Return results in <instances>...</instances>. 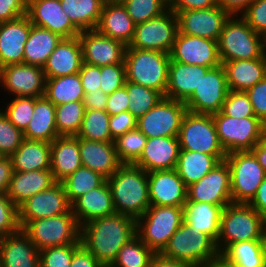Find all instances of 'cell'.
<instances>
[{
    "label": "cell",
    "instance_id": "47",
    "mask_svg": "<svg viewBox=\"0 0 266 267\" xmlns=\"http://www.w3.org/2000/svg\"><path fill=\"white\" fill-rule=\"evenodd\" d=\"M147 137L138 129L120 135L114 140L115 150L121 164H134L146 144Z\"/></svg>",
    "mask_w": 266,
    "mask_h": 267
},
{
    "label": "cell",
    "instance_id": "26",
    "mask_svg": "<svg viewBox=\"0 0 266 267\" xmlns=\"http://www.w3.org/2000/svg\"><path fill=\"white\" fill-rule=\"evenodd\" d=\"M83 64L79 37L63 38L43 66L45 78L79 73Z\"/></svg>",
    "mask_w": 266,
    "mask_h": 267
},
{
    "label": "cell",
    "instance_id": "63",
    "mask_svg": "<svg viewBox=\"0 0 266 267\" xmlns=\"http://www.w3.org/2000/svg\"><path fill=\"white\" fill-rule=\"evenodd\" d=\"M108 95L101 90L85 93L83 97V104L86 110H100L104 111L107 105Z\"/></svg>",
    "mask_w": 266,
    "mask_h": 267
},
{
    "label": "cell",
    "instance_id": "41",
    "mask_svg": "<svg viewBox=\"0 0 266 267\" xmlns=\"http://www.w3.org/2000/svg\"><path fill=\"white\" fill-rule=\"evenodd\" d=\"M221 255L239 267H266L261 240L230 244Z\"/></svg>",
    "mask_w": 266,
    "mask_h": 267
},
{
    "label": "cell",
    "instance_id": "11",
    "mask_svg": "<svg viewBox=\"0 0 266 267\" xmlns=\"http://www.w3.org/2000/svg\"><path fill=\"white\" fill-rule=\"evenodd\" d=\"M180 150L195 151L211 155H227L222 148L213 116L187 111L178 134Z\"/></svg>",
    "mask_w": 266,
    "mask_h": 267
},
{
    "label": "cell",
    "instance_id": "56",
    "mask_svg": "<svg viewBox=\"0 0 266 267\" xmlns=\"http://www.w3.org/2000/svg\"><path fill=\"white\" fill-rule=\"evenodd\" d=\"M246 93L252 103L255 116L266 125V76Z\"/></svg>",
    "mask_w": 266,
    "mask_h": 267
},
{
    "label": "cell",
    "instance_id": "20",
    "mask_svg": "<svg viewBox=\"0 0 266 267\" xmlns=\"http://www.w3.org/2000/svg\"><path fill=\"white\" fill-rule=\"evenodd\" d=\"M78 37L83 62L99 67L124 63L127 46L123 42L101 35L97 30L81 31Z\"/></svg>",
    "mask_w": 266,
    "mask_h": 267
},
{
    "label": "cell",
    "instance_id": "24",
    "mask_svg": "<svg viewBox=\"0 0 266 267\" xmlns=\"http://www.w3.org/2000/svg\"><path fill=\"white\" fill-rule=\"evenodd\" d=\"M180 153L178 136L147 138L140 158L134 163L147 173L176 168Z\"/></svg>",
    "mask_w": 266,
    "mask_h": 267
},
{
    "label": "cell",
    "instance_id": "12",
    "mask_svg": "<svg viewBox=\"0 0 266 267\" xmlns=\"http://www.w3.org/2000/svg\"><path fill=\"white\" fill-rule=\"evenodd\" d=\"M178 31L177 15L168 9L158 17L136 24L133 39L126 48L157 50L170 54Z\"/></svg>",
    "mask_w": 266,
    "mask_h": 267
},
{
    "label": "cell",
    "instance_id": "27",
    "mask_svg": "<svg viewBox=\"0 0 266 267\" xmlns=\"http://www.w3.org/2000/svg\"><path fill=\"white\" fill-rule=\"evenodd\" d=\"M209 67L170 61L165 97L186 102L198 88L201 77Z\"/></svg>",
    "mask_w": 266,
    "mask_h": 267
},
{
    "label": "cell",
    "instance_id": "58",
    "mask_svg": "<svg viewBox=\"0 0 266 267\" xmlns=\"http://www.w3.org/2000/svg\"><path fill=\"white\" fill-rule=\"evenodd\" d=\"M79 76L84 94L100 90L101 66L99 67L83 62L79 71Z\"/></svg>",
    "mask_w": 266,
    "mask_h": 267
},
{
    "label": "cell",
    "instance_id": "67",
    "mask_svg": "<svg viewBox=\"0 0 266 267\" xmlns=\"http://www.w3.org/2000/svg\"><path fill=\"white\" fill-rule=\"evenodd\" d=\"M150 267H194L185 262L165 257L161 253H155L151 259Z\"/></svg>",
    "mask_w": 266,
    "mask_h": 267
},
{
    "label": "cell",
    "instance_id": "33",
    "mask_svg": "<svg viewBox=\"0 0 266 267\" xmlns=\"http://www.w3.org/2000/svg\"><path fill=\"white\" fill-rule=\"evenodd\" d=\"M81 166L79 139L76 136H58L51 142L50 170L57 182L63 181Z\"/></svg>",
    "mask_w": 266,
    "mask_h": 267
},
{
    "label": "cell",
    "instance_id": "62",
    "mask_svg": "<svg viewBox=\"0 0 266 267\" xmlns=\"http://www.w3.org/2000/svg\"><path fill=\"white\" fill-rule=\"evenodd\" d=\"M70 267H104L96 257L81 245L73 254Z\"/></svg>",
    "mask_w": 266,
    "mask_h": 267
},
{
    "label": "cell",
    "instance_id": "3",
    "mask_svg": "<svg viewBox=\"0 0 266 267\" xmlns=\"http://www.w3.org/2000/svg\"><path fill=\"white\" fill-rule=\"evenodd\" d=\"M170 61V54L161 51L126 48V80L159 91L165 97Z\"/></svg>",
    "mask_w": 266,
    "mask_h": 267
},
{
    "label": "cell",
    "instance_id": "4",
    "mask_svg": "<svg viewBox=\"0 0 266 267\" xmlns=\"http://www.w3.org/2000/svg\"><path fill=\"white\" fill-rule=\"evenodd\" d=\"M265 230L266 220L252 206L231 203L222 211L217 249L221 254L230 244L261 240Z\"/></svg>",
    "mask_w": 266,
    "mask_h": 267
},
{
    "label": "cell",
    "instance_id": "72",
    "mask_svg": "<svg viewBox=\"0 0 266 267\" xmlns=\"http://www.w3.org/2000/svg\"><path fill=\"white\" fill-rule=\"evenodd\" d=\"M162 1H164L169 7L173 3L174 0H162Z\"/></svg>",
    "mask_w": 266,
    "mask_h": 267
},
{
    "label": "cell",
    "instance_id": "18",
    "mask_svg": "<svg viewBox=\"0 0 266 267\" xmlns=\"http://www.w3.org/2000/svg\"><path fill=\"white\" fill-rule=\"evenodd\" d=\"M170 60L209 67L210 69L222 64L217 41L190 36L179 31L170 53Z\"/></svg>",
    "mask_w": 266,
    "mask_h": 267
},
{
    "label": "cell",
    "instance_id": "6",
    "mask_svg": "<svg viewBox=\"0 0 266 267\" xmlns=\"http://www.w3.org/2000/svg\"><path fill=\"white\" fill-rule=\"evenodd\" d=\"M183 207L150 205L136 220V235L154 253H161L184 221Z\"/></svg>",
    "mask_w": 266,
    "mask_h": 267
},
{
    "label": "cell",
    "instance_id": "28",
    "mask_svg": "<svg viewBox=\"0 0 266 267\" xmlns=\"http://www.w3.org/2000/svg\"><path fill=\"white\" fill-rule=\"evenodd\" d=\"M135 25L120 0L105 1L96 30L101 35L119 40L128 46L133 39Z\"/></svg>",
    "mask_w": 266,
    "mask_h": 267
},
{
    "label": "cell",
    "instance_id": "60",
    "mask_svg": "<svg viewBox=\"0 0 266 267\" xmlns=\"http://www.w3.org/2000/svg\"><path fill=\"white\" fill-rule=\"evenodd\" d=\"M128 93L125 86L115 90L108 95L105 111L110 115H116L124 111H128Z\"/></svg>",
    "mask_w": 266,
    "mask_h": 267
},
{
    "label": "cell",
    "instance_id": "1",
    "mask_svg": "<svg viewBox=\"0 0 266 267\" xmlns=\"http://www.w3.org/2000/svg\"><path fill=\"white\" fill-rule=\"evenodd\" d=\"M136 235V220L115 213L81 225V244L104 266L109 267L119 250Z\"/></svg>",
    "mask_w": 266,
    "mask_h": 267
},
{
    "label": "cell",
    "instance_id": "9",
    "mask_svg": "<svg viewBox=\"0 0 266 267\" xmlns=\"http://www.w3.org/2000/svg\"><path fill=\"white\" fill-rule=\"evenodd\" d=\"M212 116L226 154L251 151L266 133V125L258 117L235 118L224 115L221 111Z\"/></svg>",
    "mask_w": 266,
    "mask_h": 267
},
{
    "label": "cell",
    "instance_id": "30",
    "mask_svg": "<svg viewBox=\"0 0 266 267\" xmlns=\"http://www.w3.org/2000/svg\"><path fill=\"white\" fill-rule=\"evenodd\" d=\"M71 211L79 225L95 218L115 214L111 190L107 180L98 188L90 190L71 204Z\"/></svg>",
    "mask_w": 266,
    "mask_h": 267
},
{
    "label": "cell",
    "instance_id": "70",
    "mask_svg": "<svg viewBox=\"0 0 266 267\" xmlns=\"http://www.w3.org/2000/svg\"><path fill=\"white\" fill-rule=\"evenodd\" d=\"M261 245H262V252L264 255V259L266 262V230L264 231L262 237H261Z\"/></svg>",
    "mask_w": 266,
    "mask_h": 267
},
{
    "label": "cell",
    "instance_id": "21",
    "mask_svg": "<svg viewBox=\"0 0 266 267\" xmlns=\"http://www.w3.org/2000/svg\"><path fill=\"white\" fill-rule=\"evenodd\" d=\"M27 16L31 24L46 28L62 38L80 34L62 9L60 0H27Z\"/></svg>",
    "mask_w": 266,
    "mask_h": 267
},
{
    "label": "cell",
    "instance_id": "45",
    "mask_svg": "<svg viewBox=\"0 0 266 267\" xmlns=\"http://www.w3.org/2000/svg\"><path fill=\"white\" fill-rule=\"evenodd\" d=\"M155 253L135 235L119 250L109 267H150Z\"/></svg>",
    "mask_w": 266,
    "mask_h": 267
},
{
    "label": "cell",
    "instance_id": "71",
    "mask_svg": "<svg viewBox=\"0 0 266 267\" xmlns=\"http://www.w3.org/2000/svg\"><path fill=\"white\" fill-rule=\"evenodd\" d=\"M263 42H264V53L266 54V34L263 35Z\"/></svg>",
    "mask_w": 266,
    "mask_h": 267
},
{
    "label": "cell",
    "instance_id": "8",
    "mask_svg": "<svg viewBox=\"0 0 266 267\" xmlns=\"http://www.w3.org/2000/svg\"><path fill=\"white\" fill-rule=\"evenodd\" d=\"M22 230L39 251L47 247L81 244V226L71 210L65 214L31 220Z\"/></svg>",
    "mask_w": 266,
    "mask_h": 267
},
{
    "label": "cell",
    "instance_id": "10",
    "mask_svg": "<svg viewBox=\"0 0 266 267\" xmlns=\"http://www.w3.org/2000/svg\"><path fill=\"white\" fill-rule=\"evenodd\" d=\"M225 161L230 169L232 203L248 204L266 177L252 151H238L227 154Z\"/></svg>",
    "mask_w": 266,
    "mask_h": 267
},
{
    "label": "cell",
    "instance_id": "64",
    "mask_svg": "<svg viewBox=\"0 0 266 267\" xmlns=\"http://www.w3.org/2000/svg\"><path fill=\"white\" fill-rule=\"evenodd\" d=\"M12 174L13 166L10 156H0V193H6Z\"/></svg>",
    "mask_w": 266,
    "mask_h": 267
},
{
    "label": "cell",
    "instance_id": "5",
    "mask_svg": "<svg viewBox=\"0 0 266 267\" xmlns=\"http://www.w3.org/2000/svg\"><path fill=\"white\" fill-rule=\"evenodd\" d=\"M221 62L257 59L264 53L263 35L255 32L241 16H230L218 39Z\"/></svg>",
    "mask_w": 266,
    "mask_h": 267
},
{
    "label": "cell",
    "instance_id": "39",
    "mask_svg": "<svg viewBox=\"0 0 266 267\" xmlns=\"http://www.w3.org/2000/svg\"><path fill=\"white\" fill-rule=\"evenodd\" d=\"M106 0H60L62 9L81 32L96 30Z\"/></svg>",
    "mask_w": 266,
    "mask_h": 267
},
{
    "label": "cell",
    "instance_id": "23",
    "mask_svg": "<svg viewBox=\"0 0 266 267\" xmlns=\"http://www.w3.org/2000/svg\"><path fill=\"white\" fill-rule=\"evenodd\" d=\"M30 31L31 22L27 14L0 23V68L23 63Z\"/></svg>",
    "mask_w": 266,
    "mask_h": 267
},
{
    "label": "cell",
    "instance_id": "55",
    "mask_svg": "<svg viewBox=\"0 0 266 267\" xmlns=\"http://www.w3.org/2000/svg\"><path fill=\"white\" fill-rule=\"evenodd\" d=\"M240 16L255 32L266 34V0H253Z\"/></svg>",
    "mask_w": 266,
    "mask_h": 267
},
{
    "label": "cell",
    "instance_id": "32",
    "mask_svg": "<svg viewBox=\"0 0 266 267\" xmlns=\"http://www.w3.org/2000/svg\"><path fill=\"white\" fill-rule=\"evenodd\" d=\"M229 90L246 92L266 76V54L257 59L221 62Z\"/></svg>",
    "mask_w": 266,
    "mask_h": 267
},
{
    "label": "cell",
    "instance_id": "35",
    "mask_svg": "<svg viewBox=\"0 0 266 267\" xmlns=\"http://www.w3.org/2000/svg\"><path fill=\"white\" fill-rule=\"evenodd\" d=\"M23 134L25 139L48 143L59 136L55 122V105L45 96L34 97L32 118Z\"/></svg>",
    "mask_w": 266,
    "mask_h": 267
},
{
    "label": "cell",
    "instance_id": "69",
    "mask_svg": "<svg viewBox=\"0 0 266 267\" xmlns=\"http://www.w3.org/2000/svg\"><path fill=\"white\" fill-rule=\"evenodd\" d=\"M202 267H239L238 265L228 261L220 253L213 259H211L207 264Z\"/></svg>",
    "mask_w": 266,
    "mask_h": 267
},
{
    "label": "cell",
    "instance_id": "34",
    "mask_svg": "<svg viewBox=\"0 0 266 267\" xmlns=\"http://www.w3.org/2000/svg\"><path fill=\"white\" fill-rule=\"evenodd\" d=\"M226 205L186 201L184 222L210 236L216 243L220 234L221 215Z\"/></svg>",
    "mask_w": 266,
    "mask_h": 267
},
{
    "label": "cell",
    "instance_id": "43",
    "mask_svg": "<svg viewBox=\"0 0 266 267\" xmlns=\"http://www.w3.org/2000/svg\"><path fill=\"white\" fill-rule=\"evenodd\" d=\"M83 101L67 102L55 106V122L59 136H76L85 115Z\"/></svg>",
    "mask_w": 266,
    "mask_h": 267
},
{
    "label": "cell",
    "instance_id": "57",
    "mask_svg": "<svg viewBox=\"0 0 266 267\" xmlns=\"http://www.w3.org/2000/svg\"><path fill=\"white\" fill-rule=\"evenodd\" d=\"M109 127L111 137L115 140L120 135L137 128V118L129 111L110 116Z\"/></svg>",
    "mask_w": 266,
    "mask_h": 267
},
{
    "label": "cell",
    "instance_id": "25",
    "mask_svg": "<svg viewBox=\"0 0 266 267\" xmlns=\"http://www.w3.org/2000/svg\"><path fill=\"white\" fill-rule=\"evenodd\" d=\"M39 266V250L22 229L0 238V267Z\"/></svg>",
    "mask_w": 266,
    "mask_h": 267
},
{
    "label": "cell",
    "instance_id": "50",
    "mask_svg": "<svg viewBox=\"0 0 266 267\" xmlns=\"http://www.w3.org/2000/svg\"><path fill=\"white\" fill-rule=\"evenodd\" d=\"M82 244L47 247L39 251L40 267H70L74 252Z\"/></svg>",
    "mask_w": 266,
    "mask_h": 267
},
{
    "label": "cell",
    "instance_id": "37",
    "mask_svg": "<svg viewBox=\"0 0 266 267\" xmlns=\"http://www.w3.org/2000/svg\"><path fill=\"white\" fill-rule=\"evenodd\" d=\"M226 155H211L195 151L180 150L176 171L186 187L198 182Z\"/></svg>",
    "mask_w": 266,
    "mask_h": 267
},
{
    "label": "cell",
    "instance_id": "15",
    "mask_svg": "<svg viewBox=\"0 0 266 267\" xmlns=\"http://www.w3.org/2000/svg\"><path fill=\"white\" fill-rule=\"evenodd\" d=\"M43 67L14 64L0 68V87L12 97H42L45 93Z\"/></svg>",
    "mask_w": 266,
    "mask_h": 267
},
{
    "label": "cell",
    "instance_id": "38",
    "mask_svg": "<svg viewBox=\"0 0 266 267\" xmlns=\"http://www.w3.org/2000/svg\"><path fill=\"white\" fill-rule=\"evenodd\" d=\"M63 38L46 28L31 24L24 47L23 63L43 67Z\"/></svg>",
    "mask_w": 266,
    "mask_h": 267
},
{
    "label": "cell",
    "instance_id": "14",
    "mask_svg": "<svg viewBox=\"0 0 266 267\" xmlns=\"http://www.w3.org/2000/svg\"><path fill=\"white\" fill-rule=\"evenodd\" d=\"M229 88L222 65L209 69L201 77L198 88L185 102L187 111L197 114H215L221 111Z\"/></svg>",
    "mask_w": 266,
    "mask_h": 267
},
{
    "label": "cell",
    "instance_id": "2",
    "mask_svg": "<svg viewBox=\"0 0 266 267\" xmlns=\"http://www.w3.org/2000/svg\"><path fill=\"white\" fill-rule=\"evenodd\" d=\"M115 212L137 220L150 206L148 173L135 164H121L107 179Z\"/></svg>",
    "mask_w": 266,
    "mask_h": 267
},
{
    "label": "cell",
    "instance_id": "49",
    "mask_svg": "<svg viewBox=\"0 0 266 267\" xmlns=\"http://www.w3.org/2000/svg\"><path fill=\"white\" fill-rule=\"evenodd\" d=\"M135 24L145 22L166 12L169 7L162 0H120Z\"/></svg>",
    "mask_w": 266,
    "mask_h": 267
},
{
    "label": "cell",
    "instance_id": "61",
    "mask_svg": "<svg viewBox=\"0 0 266 267\" xmlns=\"http://www.w3.org/2000/svg\"><path fill=\"white\" fill-rule=\"evenodd\" d=\"M216 5V0H174L169 9L177 14L179 11L206 9Z\"/></svg>",
    "mask_w": 266,
    "mask_h": 267
},
{
    "label": "cell",
    "instance_id": "44",
    "mask_svg": "<svg viewBox=\"0 0 266 267\" xmlns=\"http://www.w3.org/2000/svg\"><path fill=\"white\" fill-rule=\"evenodd\" d=\"M110 115L104 110H86L77 138L90 141L114 142L110 134Z\"/></svg>",
    "mask_w": 266,
    "mask_h": 267
},
{
    "label": "cell",
    "instance_id": "54",
    "mask_svg": "<svg viewBox=\"0 0 266 267\" xmlns=\"http://www.w3.org/2000/svg\"><path fill=\"white\" fill-rule=\"evenodd\" d=\"M126 82L125 63L101 66L100 90L109 95L121 88Z\"/></svg>",
    "mask_w": 266,
    "mask_h": 267
},
{
    "label": "cell",
    "instance_id": "7",
    "mask_svg": "<svg viewBox=\"0 0 266 267\" xmlns=\"http://www.w3.org/2000/svg\"><path fill=\"white\" fill-rule=\"evenodd\" d=\"M161 254L194 267H202L215 258L219 251L210 236L183 221Z\"/></svg>",
    "mask_w": 266,
    "mask_h": 267
},
{
    "label": "cell",
    "instance_id": "59",
    "mask_svg": "<svg viewBox=\"0 0 266 267\" xmlns=\"http://www.w3.org/2000/svg\"><path fill=\"white\" fill-rule=\"evenodd\" d=\"M27 14V0H0V23Z\"/></svg>",
    "mask_w": 266,
    "mask_h": 267
},
{
    "label": "cell",
    "instance_id": "13",
    "mask_svg": "<svg viewBox=\"0 0 266 267\" xmlns=\"http://www.w3.org/2000/svg\"><path fill=\"white\" fill-rule=\"evenodd\" d=\"M186 112L184 102L163 97L152 109L137 119V128L147 138L178 136Z\"/></svg>",
    "mask_w": 266,
    "mask_h": 267
},
{
    "label": "cell",
    "instance_id": "48",
    "mask_svg": "<svg viewBox=\"0 0 266 267\" xmlns=\"http://www.w3.org/2000/svg\"><path fill=\"white\" fill-rule=\"evenodd\" d=\"M5 106V107H4ZM4 106L0 107L9 121L18 129L24 131L28 126L33 110L34 97H11Z\"/></svg>",
    "mask_w": 266,
    "mask_h": 267
},
{
    "label": "cell",
    "instance_id": "53",
    "mask_svg": "<svg viewBox=\"0 0 266 267\" xmlns=\"http://www.w3.org/2000/svg\"><path fill=\"white\" fill-rule=\"evenodd\" d=\"M20 229L18 207L6 193H0V238L16 233Z\"/></svg>",
    "mask_w": 266,
    "mask_h": 267
},
{
    "label": "cell",
    "instance_id": "46",
    "mask_svg": "<svg viewBox=\"0 0 266 267\" xmlns=\"http://www.w3.org/2000/svg\"><path fill=\"white\" fill-rule=\"evenodd\" d=\"M124 86L129 98L128 111L137 119L146 114L164 97L159 91L127 80Z\"/></svg>",
    "mask_w": 266,
    "mask_h": 267
},
{
    "label": "cell",
    "instance_id": "29",
    "mask_svg": "<svg viewBox=\"0 0 266 267\" xmlns=\"http://www.w3.org/2000/svg\"><path fill=\"white\" fill-rule=\"evenodd\" d=\"M78 139L82 166L101 174L106 179L118 170L121 163L118 160L114 142Z\"/></svg>",
    "mask_w": 266,
    "mask_h": 267
},
{
    "label": "cell",
    "instance_id": "36",
    "mask_svg": "<svg viewBox=\"0 0 266 267\" xmlns=\"http://www.w3.org/2000/svg\"><path fill=\"white\" fill-rule=\"evenodd\" d=\"M51 143L24 139L10 156L13 171L29 172L50 169Z\"/></svg>",
    "mask_w": 266,
    "mask_h": 267
},
{
    "label": "cell",
    "instance_id": "52",
    "mask_svg": "<svg viewBox=\"0 0 266 267\" xmlns=\"http://www.w3.org/2000/svg\"><path fill=\"white\" fill-rule=\"evenodd\" d=\"M221 112L235 118L256 117L249 96L243 91L229 90Z\"/></svg>",
    "mask_w": 266,
    "mask_h": 267
},
{
    "label": "cell",
    "instance_id": "42",
    "mask_svg": "<svg viewBox=\"0 0 266 267\" xmlns=\"http://www.w3.org/2000/svg\"><path fill=\"white\" fill-rule=\"evenodd\" d=\"M106 180L101 174L81 166L61 183L64 186L68 201L72 204L80 196L100 187Z\"/></svg>",
    "mask_w": 266,
    "mask_h": 267
},
{
    "label": "cell",
    "instance_id": "40",
    "mask_svg": "<svg viewBox=\"0 0 266 267\" xmlns=\"http://www.w3.org/2000/svg\"><path fill=\"white\" fill-rule=\"evenodd\" d=\"M44 96L55 106L67 102L83 101L84 91L79 73L47 78Z\"/></svg>",
    "mask_w": 266,
    "mask_h": 267
},
{
    "label": "cell",
    "instance_id": "65",
    "mask_svg": "<svg viewBox=\"0 0 266 267\" xmlns=\"http://www.w3.org/2000/svg\"><path fill=\"white\" fill-rule=\"evenodd\" d=\"M253 0H216L217 5L222 7L230 16H240Z\"/></svg>",
    "mask_w": 266,
    "mask_h": 267
},
{
    "label": "cell",
    "instance_id": "19",
    "mask_svg": "<svg viewBox=\"0 0 266 267\" xmlns=\"http://www.w3.org/2000/svg\"><path fill=\"white\" fill-rule=\"evenodd\" d=\"M179 32L218 41L223 25L230 15L219 5L212 8L179 11Z\"/></svg>",
    "mask_w": 266,
    "mask_h": 267
},
{
    "label": "cell",
    "instance_id": "16",
    "mask_svg": "<svg viewBox=\"0 0 266 267\" xmlns=\"http://www.w3.org/2000/svg\"><path fill=\"white\" fill-rule=\"evenodd\" d=\"M71 204L64 186L57 182L52 187L26 199L18 206V219L21 229L31 220L48 218L68 213Z\"/></svg>",
    "mask_w": 266,
    "mask_h": 267
},
{
    "label": "cell",
    "instance_id": "31",
    "mask_svg": "<svg viewBox=\"0 0 266 267\" xmlns=\"http://www.w3.org/2000/svg\"><path fill=\"white\" fill-rule=\"evenodd\" d=\"M56 183L50 169L29 172L13 171L6 196L18 207L26 199L49 189Z\"/></svg>",
    "mask_w": 266,
    "mask_h": 267
},
{
    "label": "cell",
    "instance_id": "22",
    "mask_svg": "<svg viewBox=\"0 0 266 267\" xmlns=\"http://www.w3.org/2000/svg\"><path fill=\"white\" fill-rule=\"evenodd\" d=\"M150 205L184 206L187 187L176 169L148 172Z\"/></svg>",
    "mask_w": 266,
    "mask_h": 267
},
{
    "label": "cell",
    "instance_id": "51",
    "mask_svg": "<svg viewBox=\"0 0 266 267\" xmlns=\"http://www.w3.org/2000/svg\"><path fill=\"white\" fill-rule=\"evenodd\" d=\"M24 139L23 131L15 127L0 109V156H11Z\"/></svg>",
    "mask_w": 266,
    "mask_h": 267
},
{
    "label": "cell",
    "instance_id": "66",
    "mask_svg": "<svg viewBox=\"0 0 266 267\" xmlns=\"http://www.w3.org/2000/svg\"><path fill=\"white\" fill-rule=\"evenodd\" d=\"M248 204L266 220V177L258 187L255 196Z\"/></svg>",
    "mask_w": 266,
    "mask_h": 267
},
{
    "label": "cell",
    "instance_id": "68",
    "mask_svg": "<svg viewBox=\"0 0 266 267\" xmlns=\"http://www.w3.org/2000/svg\"><path fill=\"white\" fill-rule=\"evenodd\" d=\"M253 154L258 160V163L263 167L266 172V133L262 139L251 149Z\"/></svg>",
    "mask_w": 266,
    "mask_h": 267
},
{
    "label": "cell",
    "instance_id": "17",
    "mask_svg": "<svg viewBox=\"0 0 266 267\" xmlns=\"http://www.w3.org/2000/svg\"><path fill=\"white\" fill-rule=\"evenodd\" d=\"M187 201L229 205L231 180L228 163L223 160L198 182L187 187Z\"/></svg>",
    "mask_w": 266,
    "mask_h": 267
}]
</instances>
